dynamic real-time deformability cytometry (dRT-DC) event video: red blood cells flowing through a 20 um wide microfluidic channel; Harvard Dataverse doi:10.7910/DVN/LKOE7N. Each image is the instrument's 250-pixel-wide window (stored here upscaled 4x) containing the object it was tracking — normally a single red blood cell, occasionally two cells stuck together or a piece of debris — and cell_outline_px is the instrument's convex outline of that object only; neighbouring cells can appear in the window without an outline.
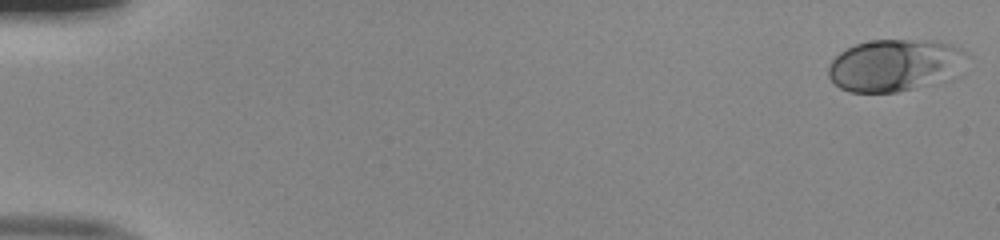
{"species": "human", "species_latin": "Homo sapiens", "temperature_condition": "room temperature", "stored_images_in_passage": 51, "camera_frame_rate_fps": 3000, "um_per_image_px": 0.085, "donor": {"sex": "male"}, "frame": {"image": 1, "passage_image": 1, "time_ms": 0.0, "image_size_px": [1000, 240], "cell_outline_px": [[968, 52], [924, 84], [912, 88], [896, 92], [848, 92], [840, 88], [828, 76], [828, 64], [840, 52], [856, 44], [872, 40], [936, 40], [952, 44]], "centroid_in_image_um": [75.75, 5.49], "position_along_channel_um": 9.2, "area_um2": 39.36}}
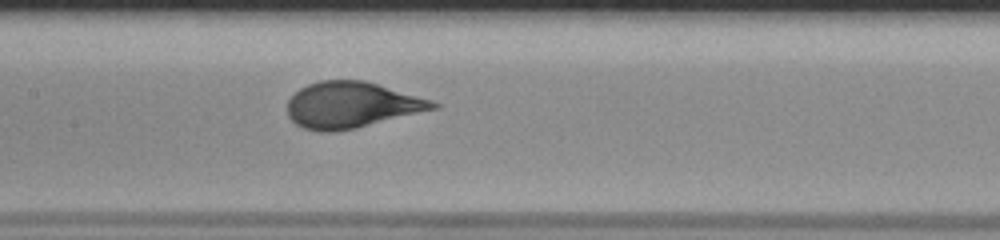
{"frame": {"image": 2, "passage_image": 26, "time_ms": 8.333, "image_size_px": [1000, 240], "cell_outline_px": [[440, 108], [356, 128], [336, 132], [316, 132], [304, 128], [296, 124], [288, 116], [288, 100], [300, 88], [308, 84], [320, 80], [364, 80], [432, 100], [440, 104]], "centroid_in_image_um": [29.89, 8.93], "position_along_channel_um": 177.5, "area_um2": 39.19}}
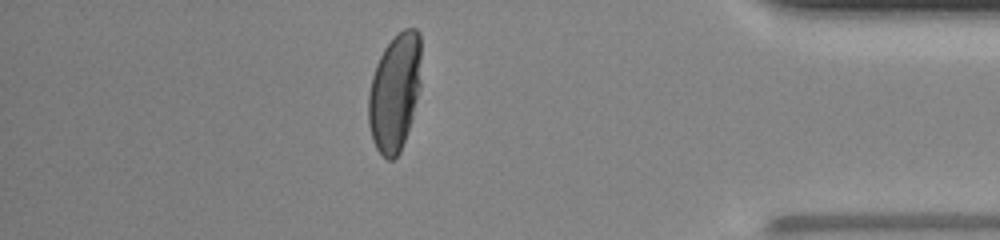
{"frame": {"image": 3, "passage_image": 45, "time_ms": 14.667, "image_size_px": [1000, 240], "cell_outline_px": [[420, 88], [412, 116], [400, 152], [392, 160], [388, 160], [376, 148], [372, 140], [368, 124], [368, 92], [372, 76], [376, 64], [384, 48], [404, 28], [416, 28], [420, 32]], "centroid_in_image_um": [33.54, 7.84], "position_along_channel_um": 401.7, "area_um2": 36.01}, "authors_computed_cell_mechanics": {"area_um2": 39.015, "velocity_mm_per_s": 4.023, "shape_relaxation_time_tau1_ms": 3.9578, "shape_relaxation_time_tau2_ms": null, "deformation_change_tau1": 0.2014, "deformation_change_tau2": null}}